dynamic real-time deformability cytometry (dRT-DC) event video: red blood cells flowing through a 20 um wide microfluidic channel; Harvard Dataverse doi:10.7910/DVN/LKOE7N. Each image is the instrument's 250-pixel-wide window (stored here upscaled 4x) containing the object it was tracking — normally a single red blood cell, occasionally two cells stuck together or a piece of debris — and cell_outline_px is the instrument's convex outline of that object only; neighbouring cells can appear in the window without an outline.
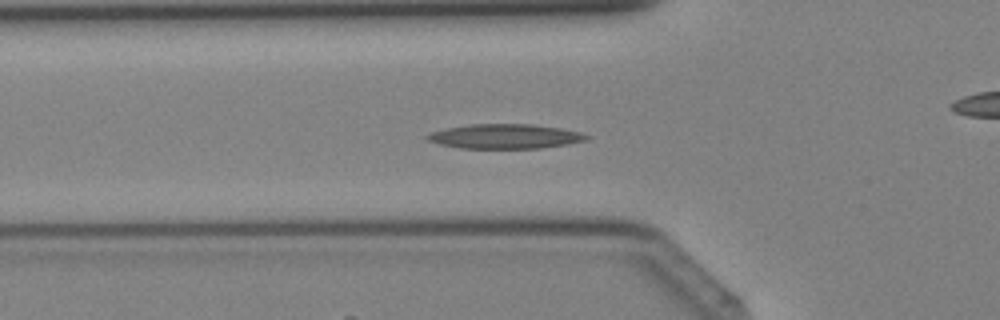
{"species": "Egyptian fruit bat (a non-hibernating species)", "species_latin": "Rousettus aegyptiacus", "temperature_condition": "cold", "stored_images_in_passage": 41, "camera_frame_rate_fps": 3000, "um_per_image_px": 0.085, "animal": {"sex": "female"}, "frame": {"image": 1, "passage_image": 14, "time_ms": 4.333, "image_size_px": [1000, 320], "cell_outline_px": [[592, 136], [588, 140], [568, 144], [540, 148], [460, 148], [440, 144], [428, 140], [424, 136], [432, 132], [444, 128], [468, 124], [532, 124], [560, 128], [580, 132]], "centroid_in_image_um": [42.95, 11.58], "position_along_channel_um": 82.9, "area_um2": 22.89}}
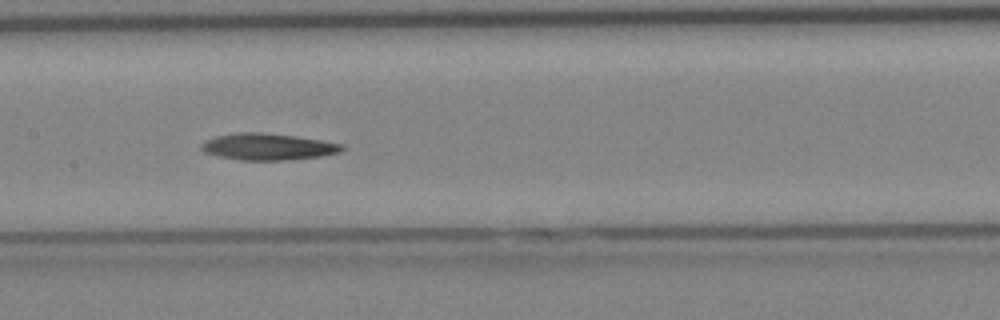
{"frame": {"image": 2, "passage_image": 20, "time_ms": 6.333, "image_size_px": [1000, 320], "cell_outline_px": [[344, 148], [340, 152], [320, 156], [280, 160], [240, 160], [220, 156], [204, 152], [200, 148], [200, 144], [216, 136], [236, 132], [260, 132], [296, 136], [344, 144]], "centroid_in_image_um": [22.76, 12.46], "position_along_channel_um": 184.6, "area_um2": 21.62}}
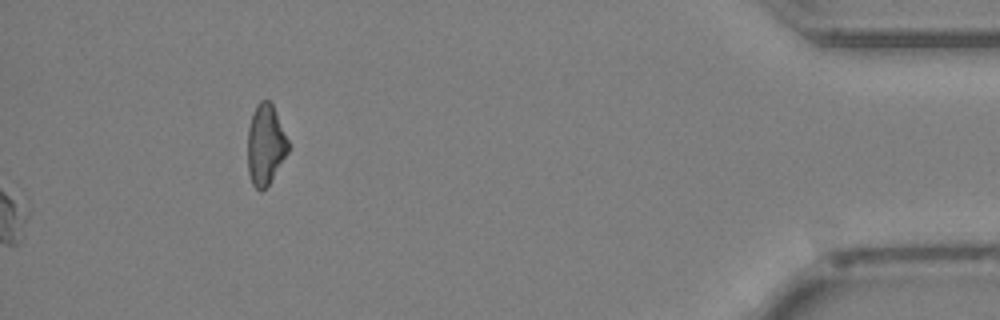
{"frame": {"image": 3, "passage_image": 41, "time_ms": 13.333, "image_size_px": [1000, 320], "cell_outline_px": [[288, 152], [268, 184], [260, 192], [252, 184], [248, 172], [248, 128], [252, 112], [256, 104], [260, 100], [268, 100], [272, 104], [288, 140]], "centroid_in_image_um": [22.54, 12.28], "position_along_channel_um": 412.7, "area_um2": 18.79}}